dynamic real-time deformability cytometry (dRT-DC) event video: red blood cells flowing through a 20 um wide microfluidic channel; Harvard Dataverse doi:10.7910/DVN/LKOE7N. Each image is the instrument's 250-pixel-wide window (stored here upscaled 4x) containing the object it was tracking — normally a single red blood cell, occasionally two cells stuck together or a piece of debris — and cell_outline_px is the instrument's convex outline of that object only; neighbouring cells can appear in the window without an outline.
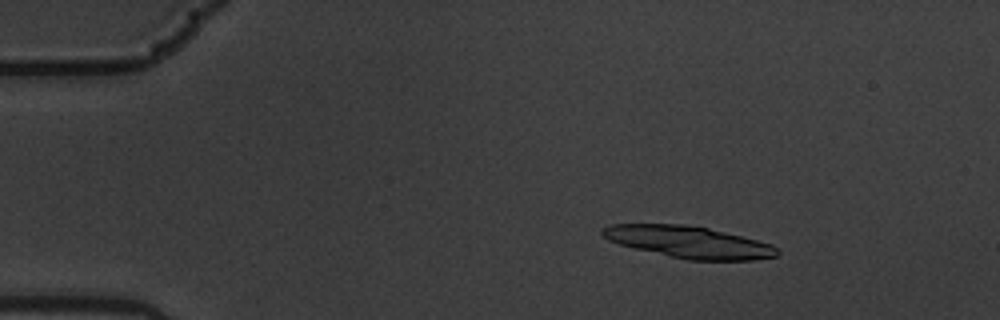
{"species": "common noctule bat (a hibernating species)", "species_latin": "Nyctalus noctula", "temperature_condition": "warm", "stored_images_in_passage": 7, "camera_frame_rate_fps": 3000, "um_per_image_px": 0.085, "animal": {"sex": "male", "body_mass_g": 19.5, "forearm_length_mm": 54.6}, "frame": {"image": 1, "passage_image": 2, "time_ms": 0.333, "image_size_px": [1000, 320], "cell_outline_px": [[780, 252], [776, 256], [752, 260], [688, 260], [636, 248], [620, 244], [608, 240], [600, 232], [608, 224], [688, 224], [708, 228], [772, 244]], "centroid_in_image_um": [58.54, 20.57], "position_along_channel_um": 26.5, "area_um2": 32.02}}
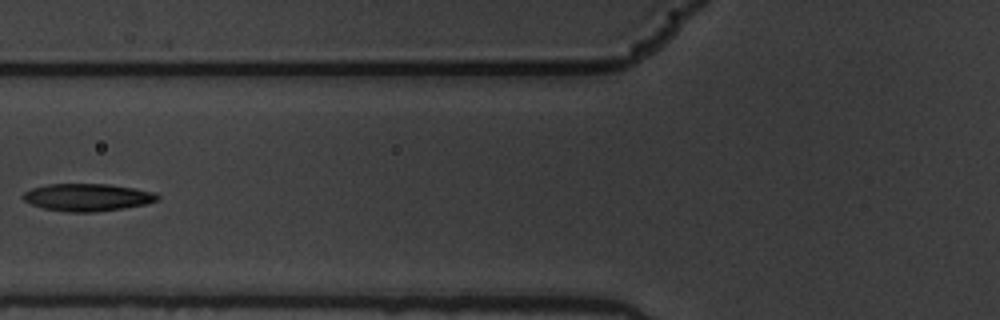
{"frame": {"image": 2, "passage_image": 6, "time_ms": 1.667, "image_size_px": [1000, 320], "cell_outline_px": [[160, 200], [144, 204], [124, 208], [96, 212], [68, 212], [44, 208], [32, 204], [24, 200], [20, 196], [24, 192], [32, 188], [48, 184], [108, 184], [132, 188], [152, 192], [160, 196]], "centroid_in_image_um": [7.41, 16.77], "position_along_channel_um": 118.4, "area_um2": 21.39}}
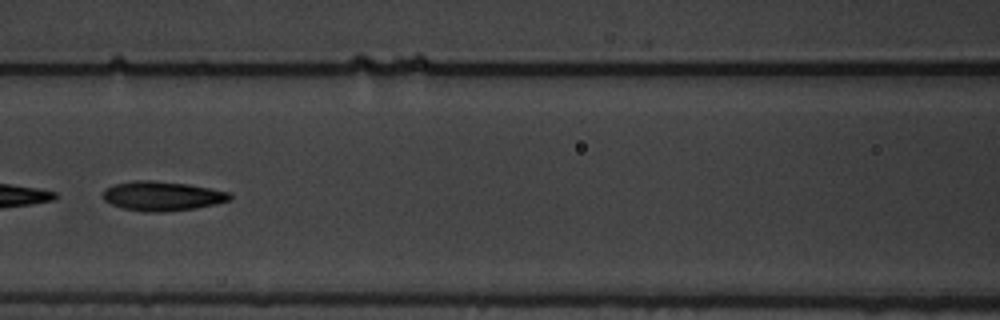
{"frame": {"image": 3, "passage_image": 7, "time_ms": 2.0, "image_size_px": [1000, 320], "cell_outline_px": [[232, 200], [216, 204], [196, 208], [164, 212], [148, 212], [120, 208], [104, 200], [104, 188], [116, 184], [136, 180], [152, 180], [188, 184], [232, 192]], "centroid_in_image_um": [13.83, 16.66], "position_along_channel_um": 152.8, "area_um2": 21.91}}